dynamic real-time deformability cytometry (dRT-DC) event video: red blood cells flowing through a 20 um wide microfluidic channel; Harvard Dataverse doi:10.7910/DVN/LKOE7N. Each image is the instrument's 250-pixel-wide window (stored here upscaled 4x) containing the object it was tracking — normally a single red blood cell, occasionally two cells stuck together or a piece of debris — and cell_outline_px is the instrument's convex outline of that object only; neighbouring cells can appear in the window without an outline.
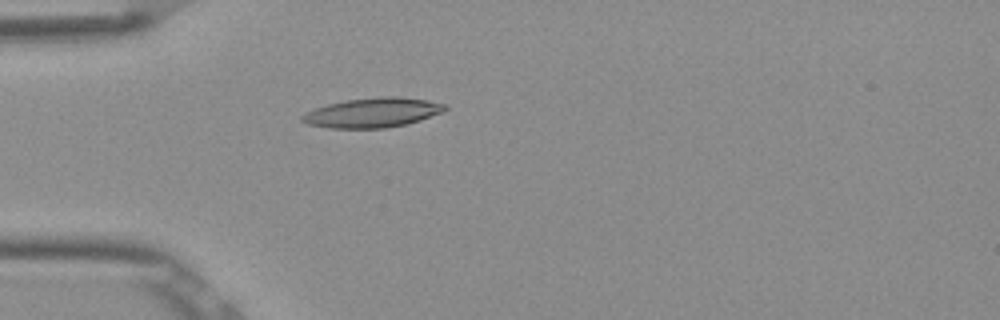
{"species": "Egyptian fruit bat (a non-hibernating species)", "species_latin": "Rousettus aegyptiacus", "temperature_condition": "room temperature", "stored_images_in_passage": 4, "camera_frame_rate_fps": 3000, "um_per_image_px": 0.085, "frame": {"image": 1, "passage_image": 4, "time_ms": 1.0, "image_size_px": [1000, 320], "cell_outline_px": [[448, 108], [444, 112], [408, 124], [384, 128], [328, 128], [308, 124], [300, 120], [300, 116], [304, 112], [328, 104], [344, 100], [380, 96], [400, 96], [428, 100], [444, 104]], "centroid_in_image_um": [31.67, 9.57], "position_along_channel_um": 53.3, "area_um2": 24.91}}